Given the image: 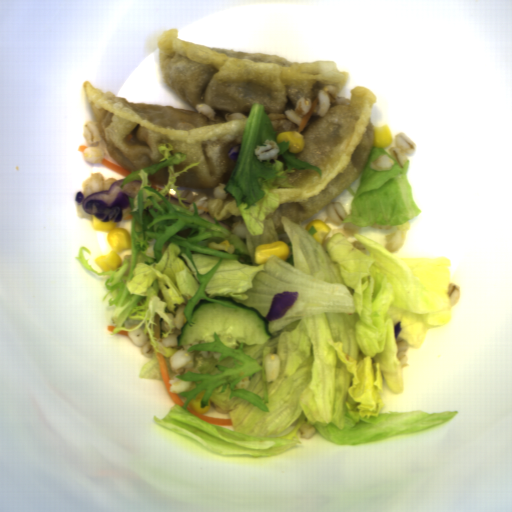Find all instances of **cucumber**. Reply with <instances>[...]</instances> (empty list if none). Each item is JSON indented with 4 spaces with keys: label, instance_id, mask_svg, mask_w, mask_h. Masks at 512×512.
<instances>
[{
    "label": "cucumber",
    "instance_id": "8b760119",
    "mask_svg": "<svg viewBox=\"0 0 512 512\" xmlns=\"http://www.w3.org/2000/svg\"><path fill=\"white\" fill-rule=\"evenodd\" d=\"M214 299L220 302L204 299L195 305L177 336L178 347L214 342V334L227 347L237 342L247 346L264 344L270 338L269 318H264L253 306L246 307L230 296Z\"/></svg>",
    "mask_w": 512,
    "mask_h": 512
}]
</instances>
